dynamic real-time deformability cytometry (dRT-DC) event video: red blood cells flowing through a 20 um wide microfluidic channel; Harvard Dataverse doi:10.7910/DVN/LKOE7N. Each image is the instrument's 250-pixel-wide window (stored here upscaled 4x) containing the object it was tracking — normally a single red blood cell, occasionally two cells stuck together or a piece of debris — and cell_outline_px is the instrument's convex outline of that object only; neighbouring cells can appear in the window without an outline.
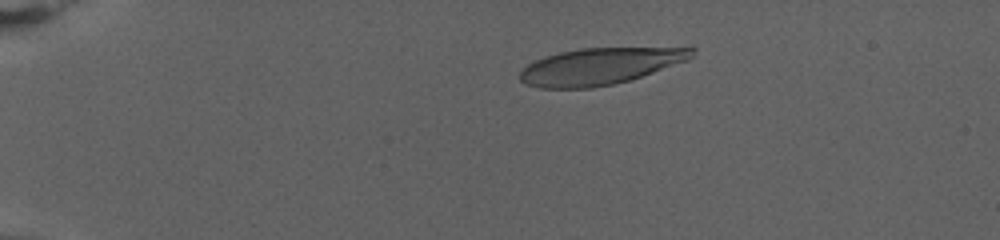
{"species": "human", "species_latin": "Homo sapiens", "temperature_condition": "warm", "stored_images_in_passage": 78, "camera_frame_rate_fps": 3000, "um_per_image_px": 0.085, "donor": {"sex": "female"}, "frame": {"image": 1, "passage_image": 17, "time_ms": 5.333, "image_size_px": [1000, 240], "cell_outline_px": [[696, 52], [688, 60], [628, 80], [612, 84], [592, 88], [540, 88], [524, 84], [520, 80], [520, 72], [528, 64], [536, 60], [560, 52], [580, 48], [696, 48]], "centroid_in_image_um": [50.96, 5.64], "position_along_channel_um": 34.0, "area_um2": 36.18}}
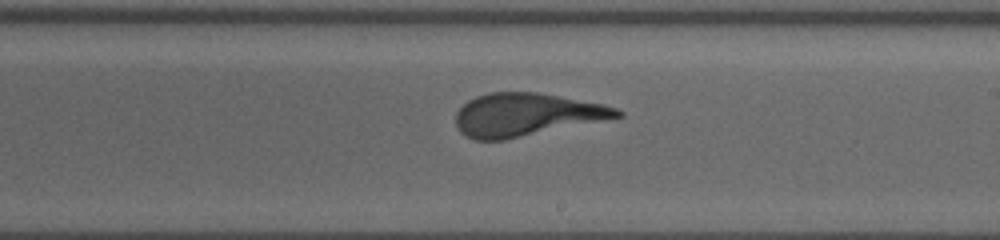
{"frame": {"image": 2, "passage_image": 49, "time_ms": 16.0, "image_size_px": [1000, 240], "cell_outline_px": [[624, 116], [504, 140], [476, 140], [460, 132], [456, 124], [456, 112], [468, 100], [476, 96], [488, 92], [536, 92], [604, 104], [616, 108], [624, 112]], "centroid_in_image_um": [44.72, 9.74], "position_along_channel_um": 244.3, "area_um2": 40.11}}
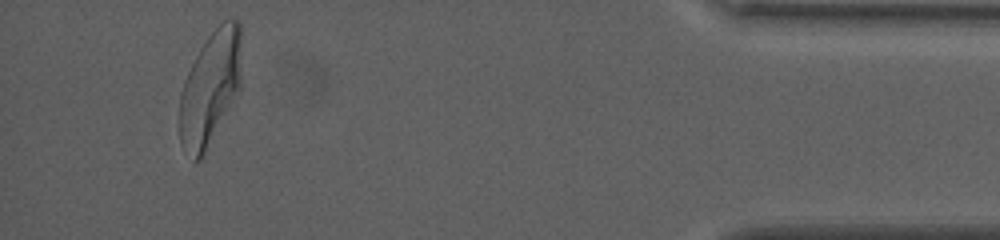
{"frame": {"image": 3, "passage_image": 74, "time_ms": 24.333, "image_size_px": [1000, 240], "cell_outline_px": [[240, 92], [200, 160], [196, 160], [180, 144], [180, 92], [184, 80], [200, 48], [208, 36], [224, 20], [232, 16], [240, 24]], "centroid_in_image_um": [17.88, 7.46], "position_along_channel_um": 417.3, "area_um2": 40.86}}